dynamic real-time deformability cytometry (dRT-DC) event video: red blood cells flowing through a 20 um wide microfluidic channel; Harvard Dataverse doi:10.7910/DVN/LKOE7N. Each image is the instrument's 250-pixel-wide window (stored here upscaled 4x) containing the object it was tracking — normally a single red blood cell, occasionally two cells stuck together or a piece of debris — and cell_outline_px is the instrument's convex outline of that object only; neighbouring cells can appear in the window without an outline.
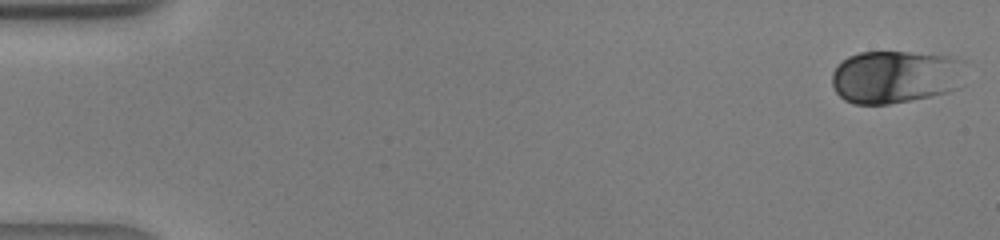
{"species": "human", "species_latin": "Homo sapiens", "temperature_condition": "warm", "stored_images_in_passage": 42, "camera_frame_rate_fps": 3000, "um_per_image_px": 0.085, "donor": {"sex": "male"}, "frame": {"image": 1, "passage_image": 1, "time_ms": 0.0, "image_size_px": [1000, 240], "cell_outline_px": [[964, 84], [960, 88], [948, 92], [888, 104], [852, 104], [844, 100], [836, 92], [832, 84], [832, 72], [836, 64], [848, 56], [860, 52], [908, 52], [952, 56], [956, 60]], "centroid_in_image_um": [76.02, 6.53], "position_along_channel_um": 9.0, "area_um2": 40.92}}
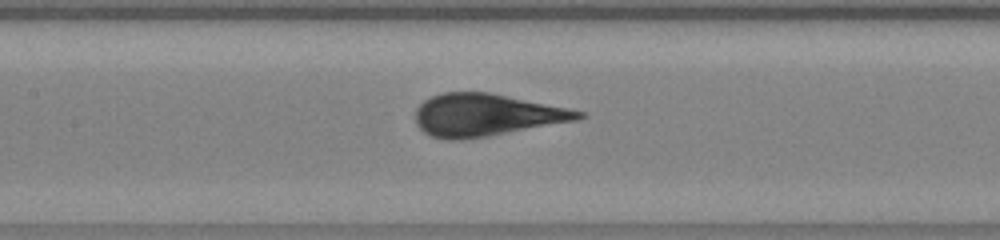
{"frame": {"image": 2, "passage_image": 20, "time_ms": 6.333, "image_size_px": [1000, 240], "cell_outline_px": [[588, 116], [576, 120], [484, 136], [460, 140], [448, 140], [432, 136], [424, 132], [416, 124], [416, 108], [424, 100], [432, 96], [444, 92], [488, 92], [588, 112]], "centroid_in_image_um": [41.31, 9.76], "position_along_channel_um": 166.1, "area_um2": 39.71}}
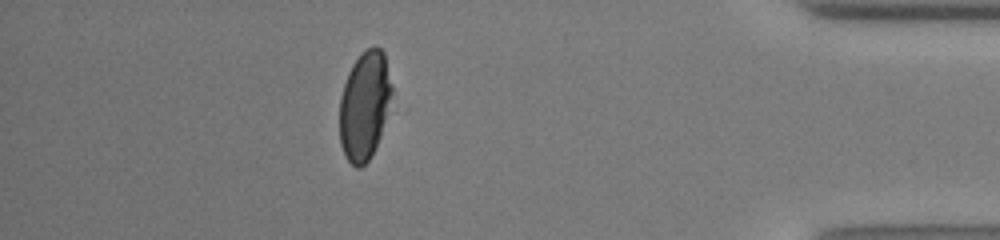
{"frame": {"image": 3, "passage_image": 37, "time_ms": 12.0, "image_size_px": [1000, 240], "cell_outline_px": [[392, 92], [380, 136], [368, 160], [360, 168], [356, 168], [344, 156], [340, 144], [340, 96], [348, 72], [352, 64], [368, 48], [376, 44], [384, 52], [392, 84]], "centroid_in_image_um": [30.97, 8.95], "position_along_channel_um": 404.2, "area_um2": 32.77}}